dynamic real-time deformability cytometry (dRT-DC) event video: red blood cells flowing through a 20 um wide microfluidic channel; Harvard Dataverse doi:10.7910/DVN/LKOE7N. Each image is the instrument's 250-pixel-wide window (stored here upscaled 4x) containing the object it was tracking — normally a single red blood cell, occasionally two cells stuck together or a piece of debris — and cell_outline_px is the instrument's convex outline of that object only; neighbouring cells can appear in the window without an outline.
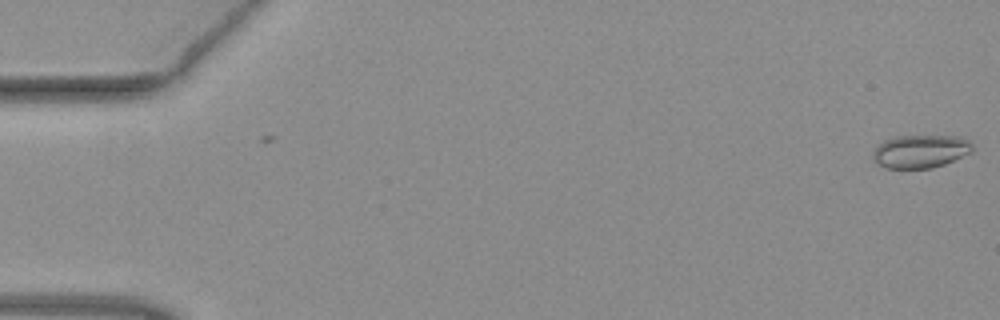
{"species": "common noctule bat (a hibernating species)", "species_latin": "Nyctalus noctula", "temperature_condition": "warm", "stored_images_in_passage": 4, "camera_frame_rate_fps": 3000, "um_per_image_px": 0.085, "animal": {"sex": "female", "body_mass_g": 19.3, "forearm_length_mm": 54.1}, "frame": {"image": 1, "passage_image": 4, "time_ms": 1.0, "image_size_px": [1000, 320], "cell_outline_px": [[972, 152], [944, 164], [932, 168], [888, 168], [872, 160], [872, 152], [884, 140], [896, 136], [952, 136], [968, 140], [972, 144]], "centroid_in_image_um": [78.22, 12.86], "position_along_channel_um": 6.8, "area_um2": 19.02}}